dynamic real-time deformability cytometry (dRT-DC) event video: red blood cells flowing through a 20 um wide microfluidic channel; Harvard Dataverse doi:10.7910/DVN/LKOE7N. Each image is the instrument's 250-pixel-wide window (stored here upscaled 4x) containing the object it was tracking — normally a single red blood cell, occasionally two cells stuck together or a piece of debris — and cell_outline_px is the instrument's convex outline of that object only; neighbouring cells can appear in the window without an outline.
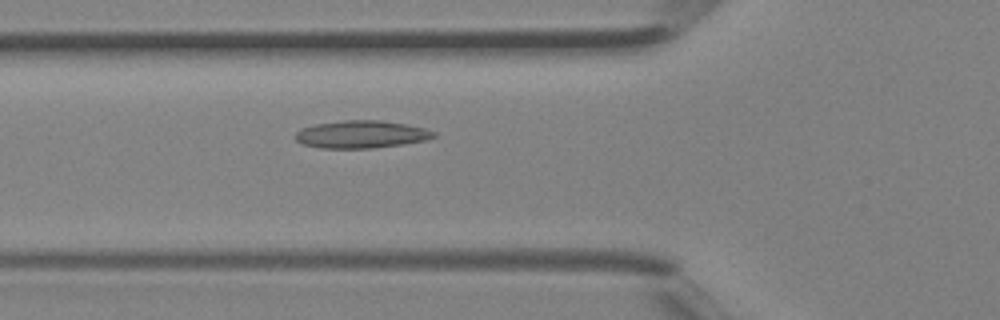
{"species": "Egyptian fruit bat (a non-hibernating species)", "species_latin": "Rousettus aegyptiacus", "temperature_condition": "room temperature", "stored_images_in_passage": 33, "camera_frame_rate_fps": 3000, "um_per_image_px": 0.085, "animal": {"sex": "female"}, "frame": {"image": 1, "passage_image": 7, "time_ms": 2.0, "image_size_px": [1000, 320], "cell_outline_px": [[436, 136], [428, 140], [404, 144], [372, 148], [320, 148], [300, 144], [296, 140], [296, 132], [300, 128], [316, 124], [344, 120], [380, 120], [408, 124], [424, 128], [436, 132]], "centroid_in_image_um": [30.72, 11.42], "position_along_channel_um": 95.1, "area_um2": 22.43}}
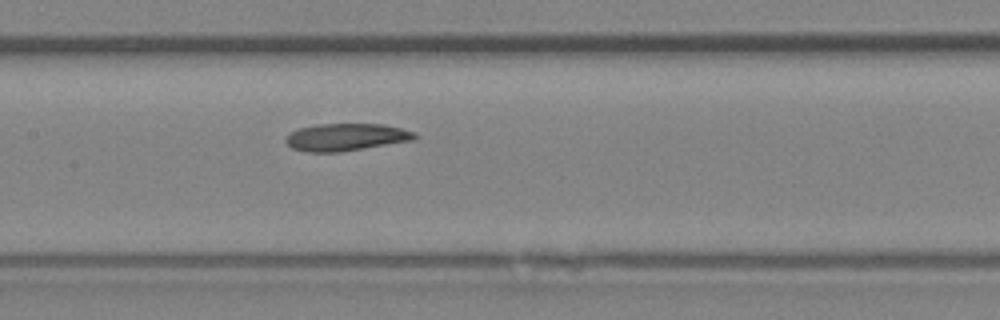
{"frame": {"image": 2, "passage_image": 12, "time_ms": 3.667, "image_size_px": [1000, 320], "cell_outline_px": [[420, 136], [416, 140], [340, 152], [308, 152], [292, 148], [284, 140], [288, 132], [296, 128], [316, 124], [384, 124], [416, 132]], "centroid_in_image_um": [29.43, 11.65], "position_along_channel_um": 178.0, "area_um2": 20.92}}
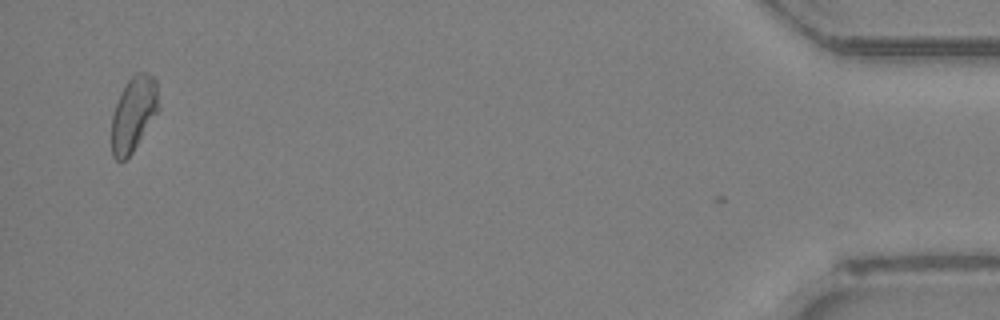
{"frame": {"image": 3, "passage_image": 32, "time_ms": 10.333, "image_size_px": [1000, 320], "cell_outline_px": [[160, 108], [132, 152], [124, 160], [116, 160], [112, 156], [112, 112], [128, 80], [136, 72], [144, 72], [152, 76], [156, 80]], "centroid_in_image_um": [11.36, 9.67], "position_along_channel_um": 423.8, "area_um2": 20.23}}